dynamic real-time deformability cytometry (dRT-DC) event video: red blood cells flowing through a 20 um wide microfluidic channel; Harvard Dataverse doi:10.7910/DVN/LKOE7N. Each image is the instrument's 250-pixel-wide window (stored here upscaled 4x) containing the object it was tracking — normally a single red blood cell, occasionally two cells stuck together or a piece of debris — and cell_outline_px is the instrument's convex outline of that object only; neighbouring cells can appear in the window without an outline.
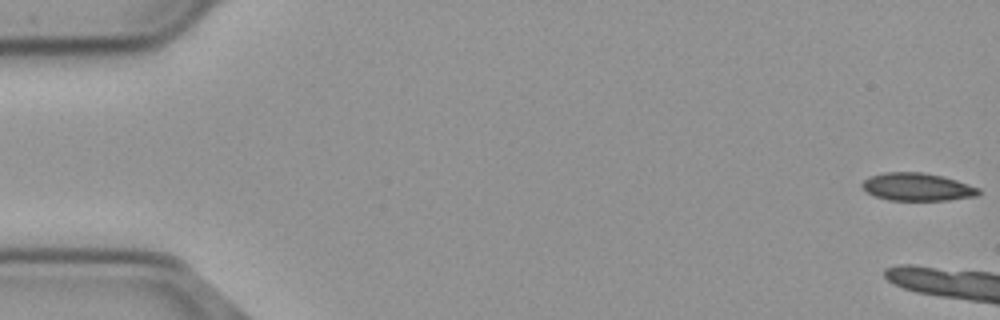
{"species": "common noctule bat (a hibernating species)", "species_latin": "Nyctalus noctula", "temperature_condition": "cold", "stored_images_in_passage": 5, "camera_frame_rate_fps": 3000, "um_per_image_px": 0.085, "animal": {"sex": "male", "body_mass_g": 23.1, "forearm_length_mm": 52.7}, "frame": {"image": 1, "passage_image": 1, "time_ms": 0.0, "image_size_px": [1000, 320], "cell_outline_px": [[980, 192], [976, 196], [948, 200], [888, 200], [876, 196], [868, 192], [860, 184], [868, 176], [884, 172], [920, 172], [940, 176], [956, 180], [980, 188]], "centroid_in_image_um": [77.95, 15.88], "position_along_channel_um": 7.1, "area_um2": 18.73}}